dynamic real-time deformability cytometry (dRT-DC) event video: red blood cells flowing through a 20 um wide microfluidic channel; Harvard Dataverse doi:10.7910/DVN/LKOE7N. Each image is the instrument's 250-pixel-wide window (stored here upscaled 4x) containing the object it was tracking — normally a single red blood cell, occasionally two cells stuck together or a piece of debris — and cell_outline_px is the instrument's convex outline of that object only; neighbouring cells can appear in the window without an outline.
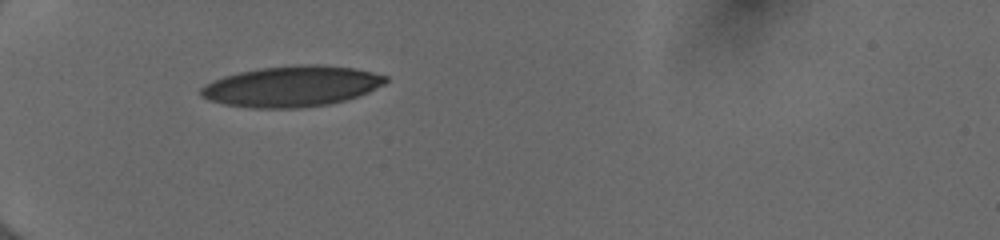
{"species": "human", "species_latin": "Homo sapiens", "temperature_condition": "cold", "stored_images_in_passage": 8, "camera_frame_rate_fps": 3000, "um_per_image_px": 0.085, "donor": {"sex": "female"}, "frame": {"image": 1, "passage_image": 1, "time_ms": 0.0, "image_size_px": [1000, 240], "cell_outline_px": [[388, 80], [384, 84], [368, 92], [344, 100], [328, 104], [296, 108], [252, 108], [224, 104], [208, 100], [200, 96], [200, 88], [204, 84], [224, 76], [240, 72], [260, 68], [296, 64], [324, 64], [352, 68], [372, 72], [388, 76]], "centroid_in_image_um": [24.77, 7.33], "position_along_channel_um": 60.2, "area_um2": 43.87}}
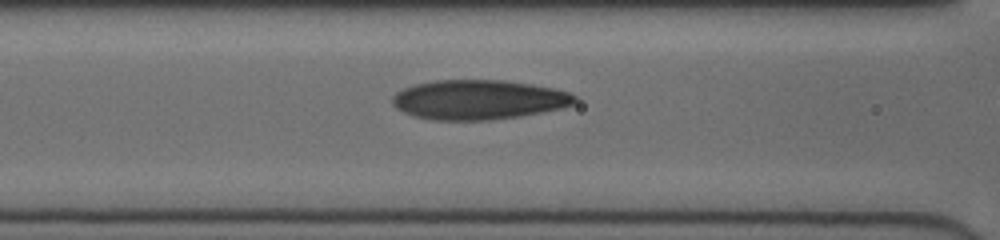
{"frame": {"image": 2, "passage_image": 3, "time_ms": 0.667, "image_size_px": [1000, 240], "cell_outline_px": [[576, 104], [560, 108], [520, 116], [488, 120], [436, 120], [412, 116], [396, 108], [392, 104], [392, 96], [396, 92], [404, 88], [416, 84], [436, 80], [504, 80], [532, 84], [552, 88], [568, 92], [576, 96]], "centroid_in_image_um": [40.66, 8.47], "position_along_channel_um": 125.9, "area_um2": 42.08}}
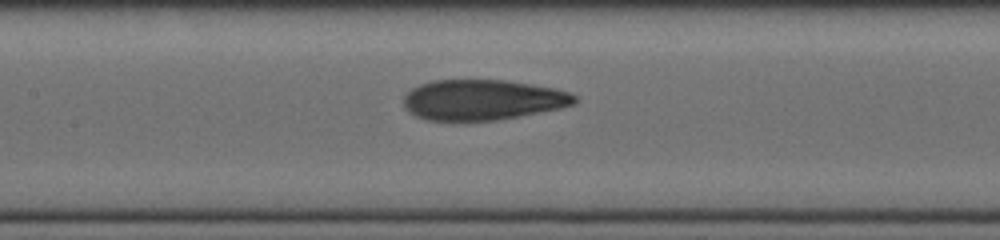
{"frame": {"image": 3, "passage_image": 6, "time_ms": 1.667, "image_size_px": [1000, 240], "cell_outline_px": [[576, 100], [572, 104], [560, 108], [496, 120], [428, 120], [416, 116], [408, 112], [404, 108], [404, 96], [412, 88], [420, 84], [432, 80], [508, 80], [532, 84], [552, 88], [568, 92], [576, 96]], "centroid_in_image_um": [40.97, 8.48], "position_along_channel_um": 166.4, "area_um2": 40.0}}